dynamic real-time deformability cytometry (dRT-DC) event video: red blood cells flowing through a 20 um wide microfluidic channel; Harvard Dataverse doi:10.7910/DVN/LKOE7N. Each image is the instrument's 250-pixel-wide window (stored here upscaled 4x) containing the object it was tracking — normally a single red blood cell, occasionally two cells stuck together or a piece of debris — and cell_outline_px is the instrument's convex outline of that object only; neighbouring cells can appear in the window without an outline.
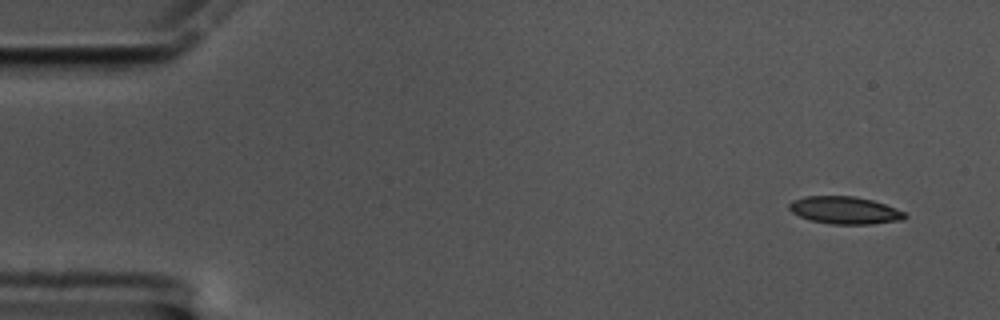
{"species": "common noctule bat (a hibernating species)", "species_latin": "Nyctalus noctula", "temperature_condition": "cold", "stored_images_in_passage": 58, "camera_frame_rate_fps": 3000, "um_per_image_px": 0.085, "animal": {"sex": "male", "body_mass_g": 17.5, "forearm_length_mm": 52.3}, "frame": {"image": 1, "passage_image": 3, "time_ms": 0.667, "image_size_px": [1000, 320], "cell_outline_px": [[908, 216], [904, 220], [872, 224], [832, 224], [812, 220], [800, 216], [792, 212], [788, 208], [788, 204], [792, 200], [804, 196], [856, 196], [872, 200], [896, 208], [904, 212]], "centroid_in_image_um": [71.82, 17.87], "position_along_channel_um": 13.2, "area_um2": 18.55}}
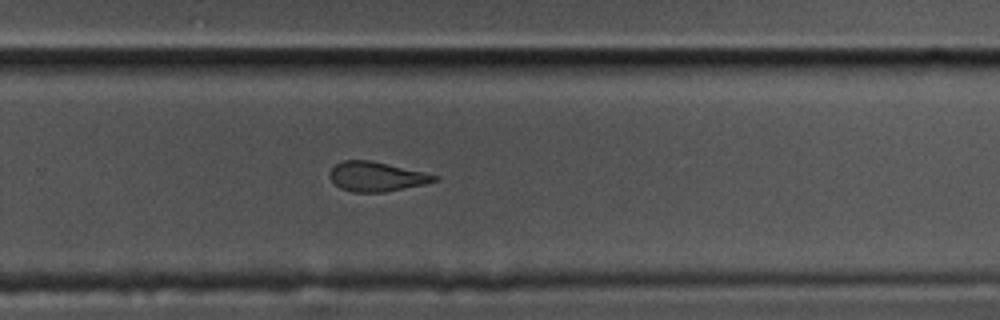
{"frame": {"image": 2, "passage_image": 38, "time_ms": 12.333, "image_size_px": [1000, 320], "cell_outline_px": [[440, 176], [436, 180], [424, 184], [384, 192], [352, 192], [340, 188], [328, 176], [332, 168], [336, 164], [344, 160], [368, 160], [388, 164], [424, 172]], "centroid_in_image_um": [31.98, 15.01], "position_along_channel_um": 297.8, "area_um2": 17.8}}
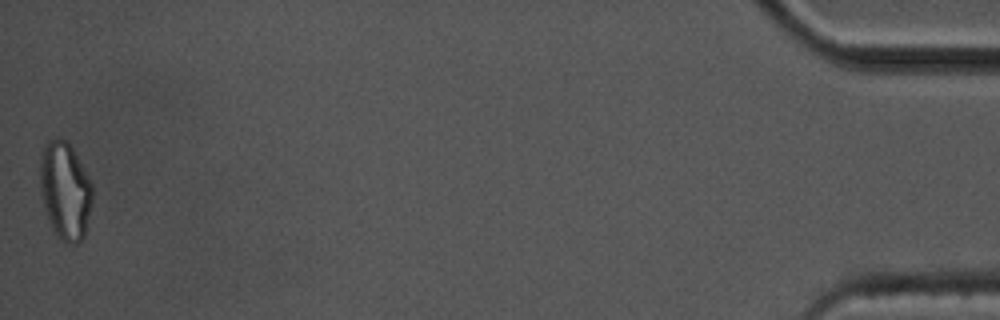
{"frame": {"image": 3, "passage_image": 58, "time_ms": 19.0, "image_size_px": [1000, 320], "cell_outline_px": [[92, 200], [84, 236], [76, 244], [64, 244], [56, 236], [48, 220], [44, 208], [40, 192], [40, 156], [44, 144], [48, 140], [56, 136], [68, 140], [92, 184]], "centroid_in_image_um": [5.5, 16.19], "position_along_channel_um": 429.7, "area_um2": 30.17}, "authors_computed_cell_mechanics": {"area_um2": 19.1318, "velocity_mm_per_s": 3.4106, "shape_relaxation_time_tau1_ms": 6.1042, "shape_relaxation_time_tau2_ms": 2.7916, "deformation_change_tau1": 0.1795, "deformation_change_tau2": 0.1083}}